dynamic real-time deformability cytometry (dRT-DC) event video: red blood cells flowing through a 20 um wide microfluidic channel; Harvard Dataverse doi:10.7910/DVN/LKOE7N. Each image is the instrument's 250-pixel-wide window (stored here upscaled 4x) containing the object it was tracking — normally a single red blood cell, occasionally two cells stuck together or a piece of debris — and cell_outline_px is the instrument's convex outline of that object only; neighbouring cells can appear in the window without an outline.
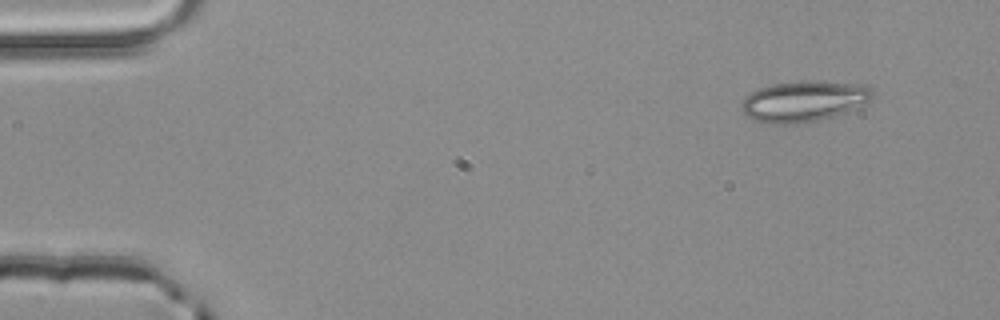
{"species": "common noctule bat (a hibernating species)", "species_latin": "Nyctalus noctula", "temperature_condition": "room temperature", "stored_images_in_passage": 3, "camera_frame_rate_fps": 3000, "um_per_image_px": 0.085, "animal": {"sex": "male", "body_mass_g": 20.4}, "frame": {"image": 1, "passage_image": 1, "time_ms": 0.0, "image_size_px": [1000, 320], "cell_outline_px": [[872, 96], [868, 100], [844, 112], [820, 120], [792, 124], [768, 124], [752, 120], [744, 112], [740, 104], [744, 96], [760, 88], [772, 84], [800, 80], [812, 80], [860, 84], [872, 88]], "centroid_in_image_um": [68.25, 8.59], "position_along_channel_um": 16.7, "area_um2": 31.04}}